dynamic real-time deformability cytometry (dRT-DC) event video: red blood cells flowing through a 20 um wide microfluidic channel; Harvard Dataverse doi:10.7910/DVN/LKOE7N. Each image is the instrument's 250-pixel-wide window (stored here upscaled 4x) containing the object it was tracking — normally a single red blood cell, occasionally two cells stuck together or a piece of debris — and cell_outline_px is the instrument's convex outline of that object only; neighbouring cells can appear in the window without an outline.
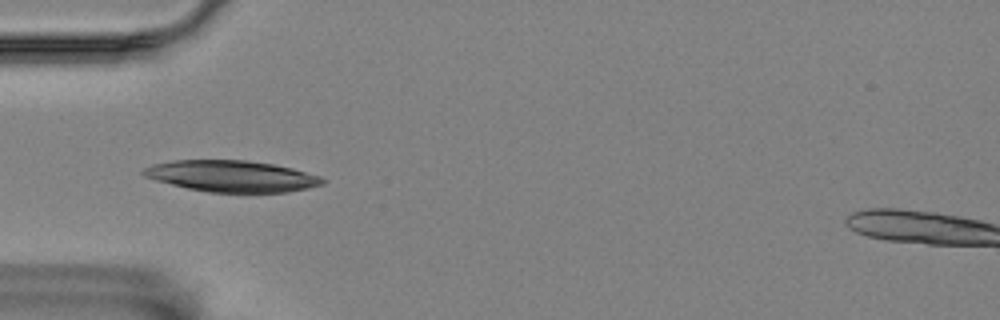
{"species": "Egyptian fruit bat (a non-hibernating species)", "species_latin": "Rousettus aegyptiacus", "temperature_condition": "room temperature", "stored_images_in_passage": 6, "camera_frame_rate_fps": 3000, "um_per_image_px": 0.085, "animal": {"sex": "female"}, "frame": {"image": 1, "passage_image": 5, "time_ms": 1.333, "image_size_px": [1000, 320], "cell_outline_px": [[328, 180], [324, 184], [308, 188], [288, 192], [208, 192], [188, 188], [156, 180], [144, 176], [140, 172], [144, 168], [152, 164], [172, 160], [248, 160], [272, 164], [292, 168], [320, 176]], "centroid_in_image_um": [19.71, 14.97], "position_along_channel_um": 65.3, "area_um2": 32.71}}
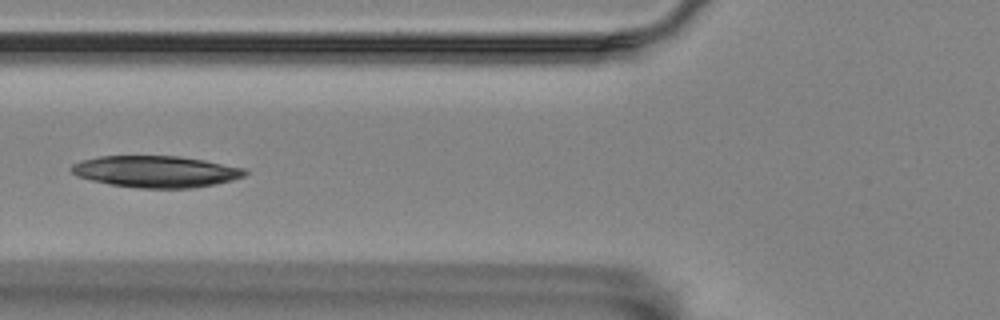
{"frame": {"image": 2, "passage_image": 6, "time_ms": 1.667, "image_size_px": [1000, 320], "cell_outline_px": [[248, 172], [244, 176], [232, 180], [216, 184], [192, 188], [140, 188], [112, 184], [92, 180], [76, 176], [68, 168], [72, 164], [80, 160], [100, 156], [180, 156], [204, 160], [244, 168]], "centroid_in_image_um": [13.24, 14.58], "position_along_channel_um": 112.6, "area_um2": 31.96}}